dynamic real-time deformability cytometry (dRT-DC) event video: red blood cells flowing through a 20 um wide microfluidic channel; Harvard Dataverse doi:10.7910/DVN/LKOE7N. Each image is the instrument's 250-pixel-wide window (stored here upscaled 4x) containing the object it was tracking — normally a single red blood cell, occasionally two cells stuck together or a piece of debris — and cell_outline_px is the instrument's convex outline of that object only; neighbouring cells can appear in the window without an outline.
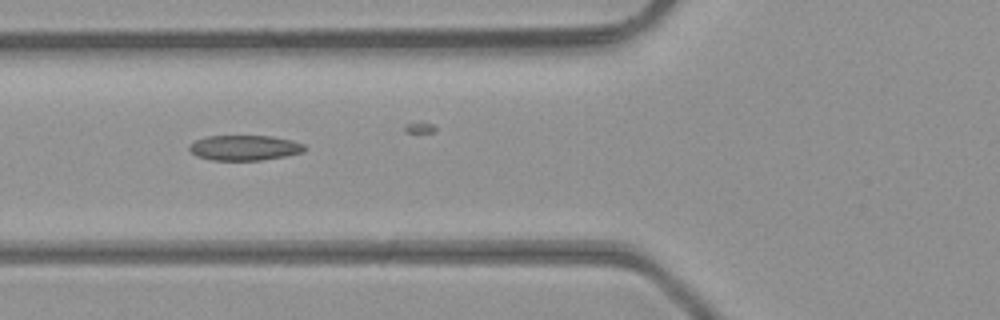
{"species": "common noctule bat (a hibernating species)", "species_latin": "Nyctalus noctula", "temperature_condition": "room temperature", "stored_images_in_passage": 7, "camera_frame_rate_fps": 3000, "um_per_image_px": 0.085, "animal": {"sex": "male", "body_mass_g": 23.1, "forearm_length_mm": 52.7}, "frame": {"image": 1, "passage_image": 5, "time_ms": 1.333, "image_size_px": [1000, 320], "cell_outline_px": [[308, 148], [304, 152], [284, 156], [260, 160], [212, 160], [196, 156], [188, 148], [188, 144], [196, 140], [208, 136], [272, 136], [292, 140], [304, 144]], "centroid_in_image_um": [20.8, 12.56], "position_along_channel_um": 105.0, "area_um2": 16.99}}